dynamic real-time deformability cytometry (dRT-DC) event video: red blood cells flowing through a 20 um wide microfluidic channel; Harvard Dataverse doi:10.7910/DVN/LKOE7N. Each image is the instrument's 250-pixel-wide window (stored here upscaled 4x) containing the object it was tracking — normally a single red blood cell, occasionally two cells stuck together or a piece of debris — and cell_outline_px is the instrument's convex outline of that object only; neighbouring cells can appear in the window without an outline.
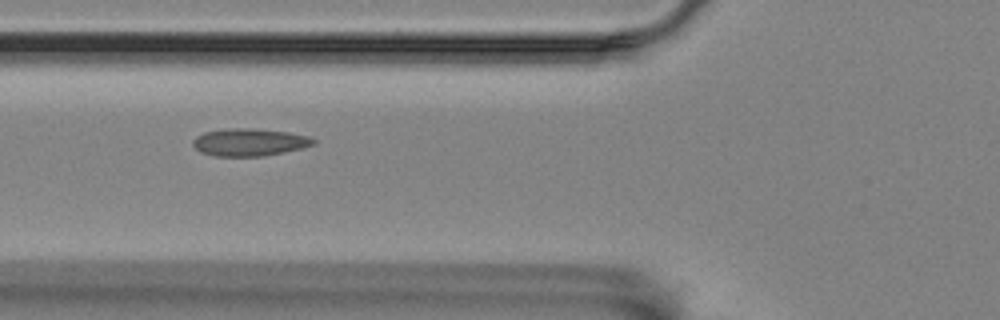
{"species": "Egyptian fruit bat (a non-hibernating species)", "species_latin": "Rousettus aegyptiacus", "temperature_condition": "room temperature", "stored_images_in_passage": 7, "camera_frame_rate_fps": 3000, "um_per_image_px": 0.085, "animal": {"sex": "female"}, "frame": {"image": 1, "passage_image": 3, "time_ms": 0.667, "image_size_px": [1000, 320], "cell_outline_px": [[316, 144], [284, 152], [264, 156], [216, 156], [200, 152], [192, 144], [192, 140], [196, 136], [204, 132], [228, 128], [252, 128], [288, 132], [308, 136], [316, 140]], "centroid_in_image_um": [21.19, 12.08], "position_along_channel_um": 104.6, "area_um2": 19.31}}
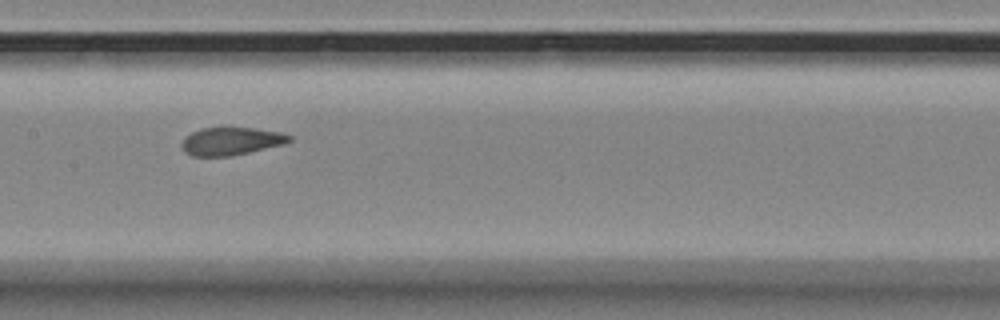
{"frame": {"image": 2, "passage_image": 5, "time_ms": 1.333, "image_size_px": [1000, 320], "cell_outline_px": [[292, 140], [284, 144], [232, 156], [192, 156], [184, 152], [180, 144], [184, 136], [200, 128], [224, 124], [256, 128], [284, 132], [292, 136]], "centroid_in_image_um": [19.63, 11.94], "position_along_channel_um": 187.8, "area_um2": 18.5}}
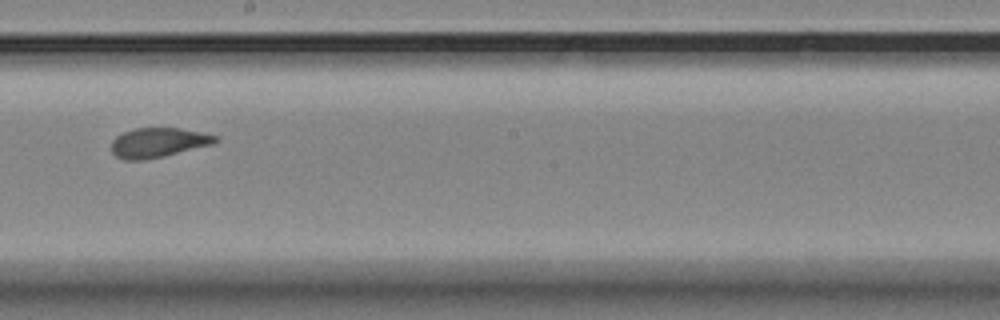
{"frame": {"image": 3, "passage_image": 6, "time_ms": 1.667, "image_size_px": [1000, 320], "cell_outline_px": [[220, 140], [212, 144], [164, 156], [144, 160], [124, 160], [116, 156], [112, 152], [112, 140], [116, 136], [124, 132], [136, 128], [180, 128], [220, 136]], "centroid_in_image_um": [13.46, 12.12], "position_along_channel_um": 234.7, "area_um2": 17.92}}